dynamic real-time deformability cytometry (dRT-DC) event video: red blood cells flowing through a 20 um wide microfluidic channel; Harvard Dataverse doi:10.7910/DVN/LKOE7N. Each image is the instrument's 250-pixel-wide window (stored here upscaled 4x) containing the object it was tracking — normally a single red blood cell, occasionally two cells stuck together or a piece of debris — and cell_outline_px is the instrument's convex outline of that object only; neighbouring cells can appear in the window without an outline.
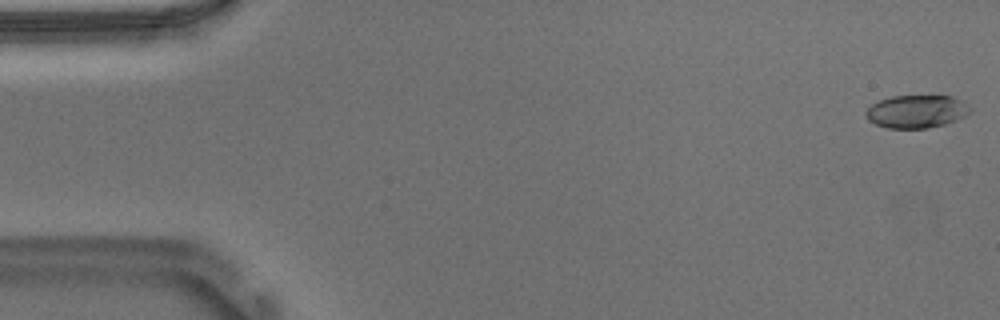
{"species": "Egyptian fruit bat (a non-hibernating species)", "species_latin": "Rousettus aegyptiacus", "temperature_condition": "warm", "stored_images_in_passage": 9, "camera_frame_rate_fps": 3000, "um_per_image_px": 0.085, "animal": {"sex": "male"}, "frame": {"image": 1, "passage_image": 1, "time_ms": 0.0, "image_size_px": [1000, 320], "cell_outline_px": [[972, 112], [956, 120], [944, 124], [928, 128], [888, 128], [876, 124], [868, 120], [864, 112], [872, 104], [880, 100], [892, 96], [952, 96], [960, 100], [972, 108]], "centroid_in_image_um": [77.91, 9.48], "position_along_channel_um": 7.1, "area_um2": 19.94}}